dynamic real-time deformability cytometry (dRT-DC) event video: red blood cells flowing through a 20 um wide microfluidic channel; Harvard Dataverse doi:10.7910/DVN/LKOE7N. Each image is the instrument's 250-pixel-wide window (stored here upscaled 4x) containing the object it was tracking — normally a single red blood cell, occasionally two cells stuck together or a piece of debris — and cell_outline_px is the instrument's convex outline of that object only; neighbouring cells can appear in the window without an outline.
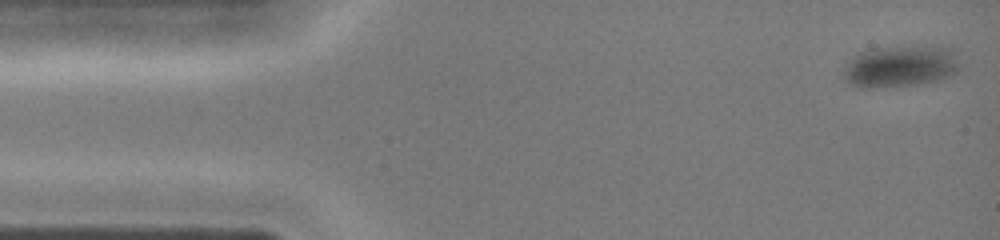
{"species": "common noctule bat (a hibernating species)", "species_latin": "Nyctalus noctula", "temperature_condition": "cold", "stored_images_in_passage": 37, "camera_frame_rate_fps": 3000, "um_per_image_px": 0.085, "animal": {"sex": "female", "body_mass_g": 19.0, "forearm_length_mm": 51.5}, "frame": {"image": 1, "passage_image": 1, "time_ms": 0.0, "image_size_px": [1000, 240], "cell_outline_px": [[964, 64], [956, 72], [940, 80], [924, 84], [872, 88], [860, 88], [852, 84], [844, 76], [844, 68], [860, 52], [872, 48], [904, 44], [948, 44], [956, 48]], "centroid_in_image_um": [76.74, 5.56], "position_along_channel_um": 8.3, "area_um2": 29.94}}
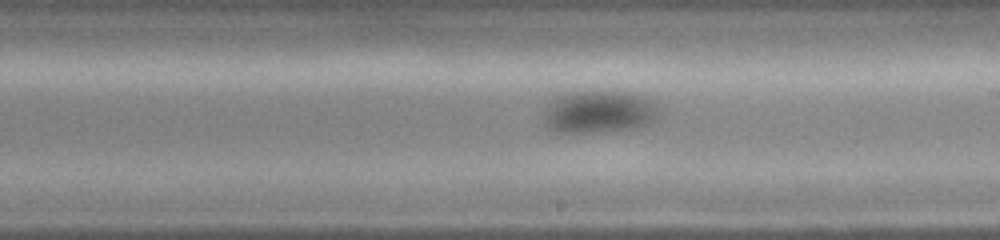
{"frame": {"image": 2, "passage_image": 23, "time_ms": 7.333, "image_size_px": [1000, 240], "cell_outline_px": [[664, 108], [648, 124], [636, 128], [588, 132], [556, 132], [548, 128], [544, 124], [544, 116], [548, 104], [556, 96], [572, 92], [624, 92], [640, 96]], "centroid_in_image_um": [50.91, 9.52], "position_along_channel_um": 238.1, "area_um2": 28.15}}
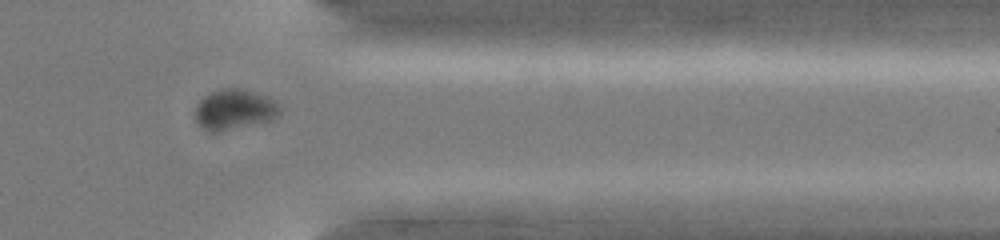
{"frame": {"image": 3, "passage_image": 33, "time_ms": 10.667, "image_size_px": [1000, 240], "cell_outline_px": [[284, 108], [280, 116], [272, 120], [220, 132], [208, 132], [200, 128], [196, 124], [196, 108], [200, 100], [204, 96], [220, 88], [240, 88], [268, 96], [276, 100]], "centroid_in_image_um": [19.98, 9.32], "position_along_channel_um": 391.4, "area_um2": 20.52}}